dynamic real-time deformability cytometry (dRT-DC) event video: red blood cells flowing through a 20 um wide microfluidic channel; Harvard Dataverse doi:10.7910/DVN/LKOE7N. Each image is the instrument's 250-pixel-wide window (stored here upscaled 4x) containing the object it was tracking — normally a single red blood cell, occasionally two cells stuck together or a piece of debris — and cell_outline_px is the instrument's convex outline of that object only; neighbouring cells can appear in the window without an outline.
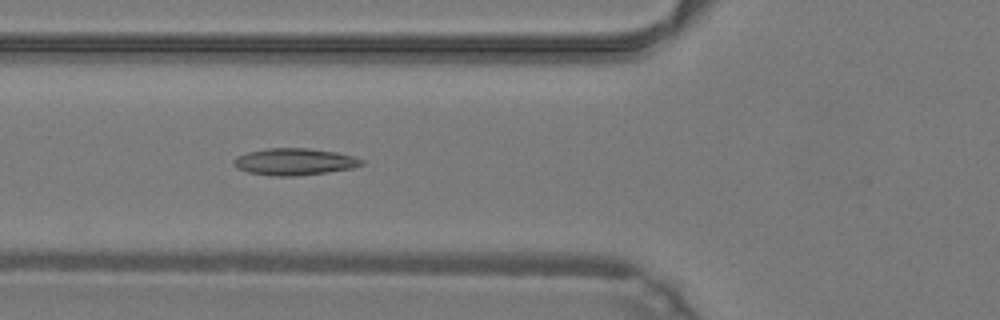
{"species": "common noctule bat (a hibernating species)", "species_latin": "Nyctalus noctula", "temperature_condition": "warm", "stored_images_in_passage": 32, "camera_frame_rate_fps": 3000, "um_per_image_px": 0.085, "animal": {"sex": "male", "body_mass_g": 19.2, "forearm_length_mm": 51.8}, "frame": {"image": 1, "passage_image": 6, "time_ms": 1.667, "image_size_px": [1000, 320], "cell_outline_px": [[364, 164], [352, 168], [328, 172], [296, 176], [272, 176], [248, 172], [236, 168], [232, 164], [232, 160], [236, 156], [248, 152], [268, 148], [308, 148], [336, 152], [352, 156], [364, 160]], "centroid_in_image_um": [24.99, 13.75], "position_along_channel_um": 100.8, "area_um2": 20.11}}
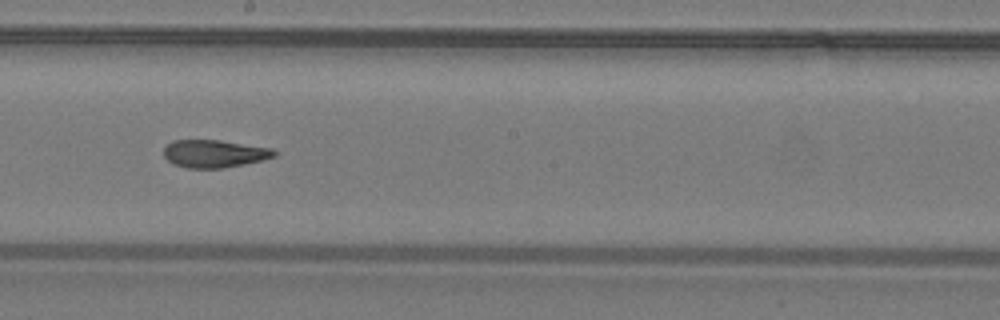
{"frame": {"image": 2, "passage_image": 15, "time_ms": 4.667, "image_size_px": [1000, 320], "cell_outline_px": [[276, 156], [244, 164], [220, 168], [188, 168], [172, 164], [164, 156], [164, 148], [172, 140], [220, 140], [272, 148], [276, 152]], "centroid_in_image_um": [18.19, 13.05], "position_along_channel_um": 230.0, "area_um2": 17.74}}
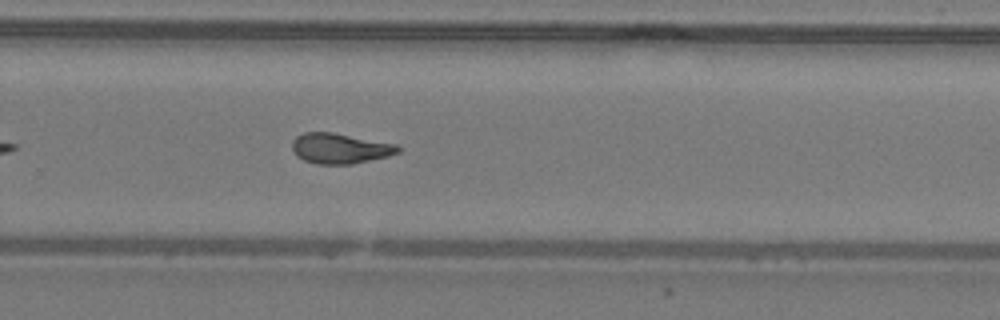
{"frame": {"image": 3, "passage_image": 20, "time_ms": 6.333, "image_size_px": [1000, 320], "cell_outline_px": [[400, 152], [388, 156], [352, 164], [316, 164], [304, 160], [296, 156], [292, 148], [292, 140], [296, 136], [304, 132], [332, 132], [396, 144], [400, 148]], "centroid_in_image_um": [28.87, 12.61], "position_along_channel_um": 300.9, "area_um2": 18.73}, "authors_computed_cell_mechanics": {"area_um2": 18.6694, "velocity_mm_per_s": 4.2955, "shape_relaxation_time_tau1_ms": null, "shape_relaxation_time_tau2_ms": 2.1259, "deformation_change_tau1": null, "deformation_change_tau2": 0.0958}}